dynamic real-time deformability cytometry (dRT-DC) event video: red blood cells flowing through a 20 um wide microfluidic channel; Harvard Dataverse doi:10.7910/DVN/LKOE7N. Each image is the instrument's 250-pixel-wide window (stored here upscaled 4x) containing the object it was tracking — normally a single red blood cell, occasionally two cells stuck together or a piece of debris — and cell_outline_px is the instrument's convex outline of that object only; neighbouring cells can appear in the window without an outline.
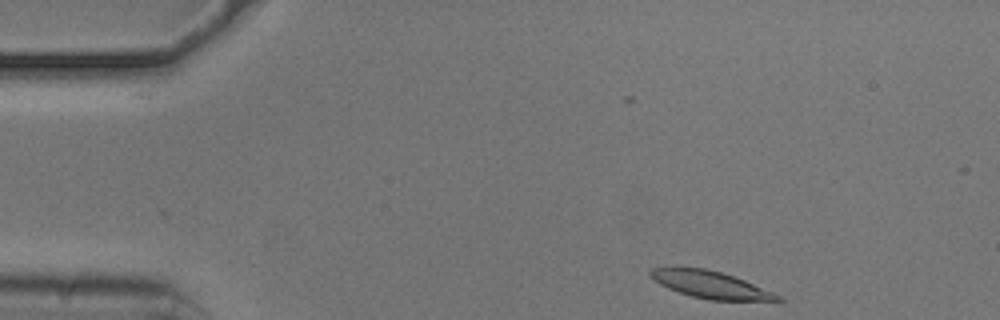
{"species": "common noctule bat (a hibernating species)", "species_latin": "Nyctalus noctula", "temperature_condition": "cold", "stored_images_in_passage": 48, "camera_frame_rate_fps": 3000, "um_per_image_px": 0.085, "animal": {"sex": "male", "body_mass_g": 20.5, "forearm_length_mm": 52.5}, "frame": {"image": 1, "passage_image": 1, "time_ms": 0.0, "image_size_px": [1000, 320], "cell_outline_px": [[784, 300], [708, 300], [692, 296], [668, 288], [660, 284], [648, 276], [648, 272], [652, 268], [704, 268], [720, 272], [744, 280], [772, 292], [780, 296]], "centroid_in_image_um": [60.34, 24.2], "position_along_channel_um": 24.7, "area_um2": 19.59}}
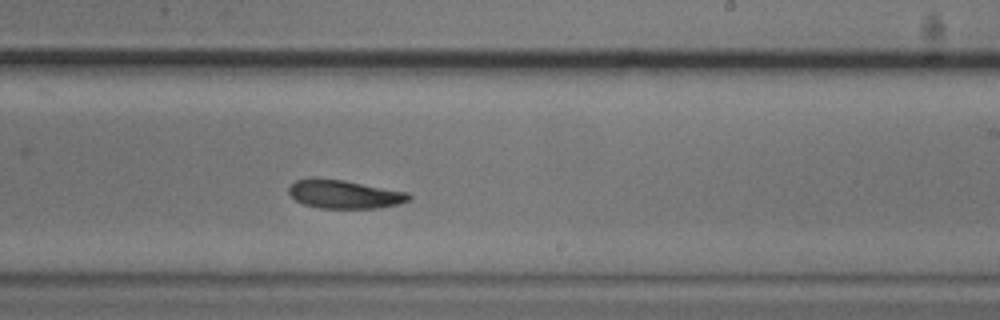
{"frame": {"image": 2, "passage_image": 26, "time_ms": 8.333, "image_size_px": [1000, 320], "cell_outline_px": [[412, 196], [408, 200], [400, 204], [376, 208], [320, 208], [304, 204], [296, 200], [288, 192], [288, 188], [296, 180], [344, 180], [408, 192]], "centroid_in_image_um": [29.33, 16.54], "position_along_channel_um": 259.7, "area_um2": 19.42}}
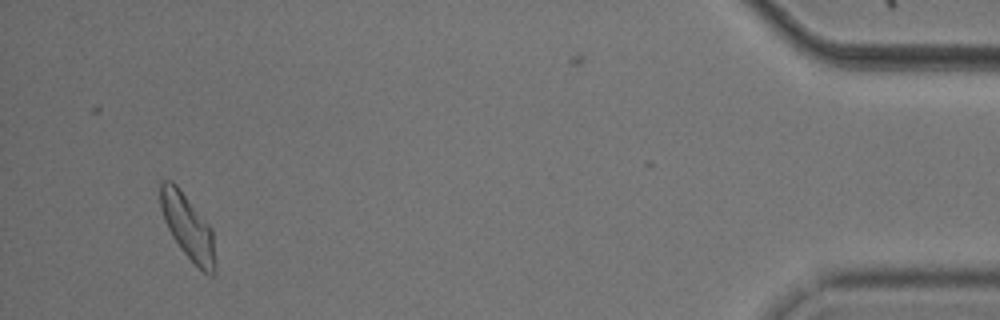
{"frame": {"image": 3, "passage_image": 45, "time_ms": 14.667, "image_size_px": [1000, 320], "cell_outline_px": [[216, 272], [212, 276], [204, 272], [180, 248], [172, 236], [164, 220], [160, 208], [160, 180], [172, 180], [176, 184], [212, 228], [216, 264]], "centroid_in_image_um": [15.96, 19.27], "position_along_channel_um": 419.2, "area_um2": 20.63}, "authors_computed_cell_mechanics": {"area_um2": 20.2011, "velocity_mm_per_s": 3.6878, "shape_relaxation_time_tau1_ms": null, "shape_relaxation_time_tau2_ms": 3.7018, "deformation_change_tau1": null, "deformation_change_tau2": 0.1027}}